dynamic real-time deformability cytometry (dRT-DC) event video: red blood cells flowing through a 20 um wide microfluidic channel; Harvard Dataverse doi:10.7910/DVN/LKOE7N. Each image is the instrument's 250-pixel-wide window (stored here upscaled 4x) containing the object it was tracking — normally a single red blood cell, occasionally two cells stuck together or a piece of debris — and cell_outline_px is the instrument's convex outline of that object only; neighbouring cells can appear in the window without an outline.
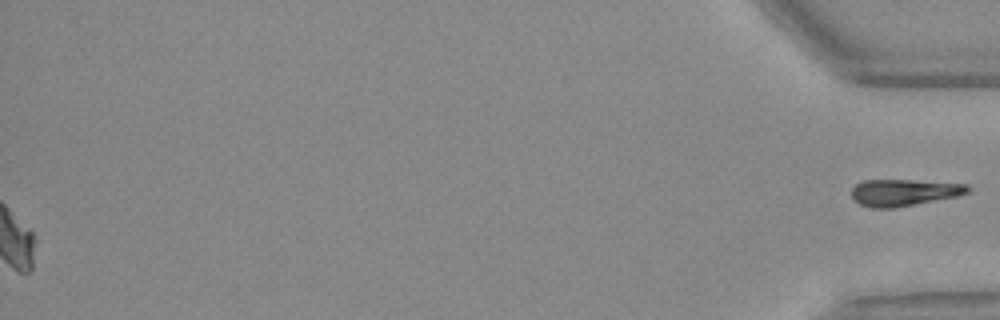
{"species": "Egyptian fruit bat (a non-hibernating species)", "species_latin": "Rousettus aegyptiacus", "temperature_condition": "warm", "stored_images_in_passage": 54, "segment_of_instrument_passage": [2, 2], "camera_frame_rate_fps": 3000, "um_per_image_px": 0.085, "animal": {"sex": "female"}, "frame": {"image": 1, "passage_image": 54, "time_ms": 17.667, "image_size_px": [1000, 320], "cell_outline_px": [[972, 188], [968, 192], [960, 196], [892, 208], [872, 208], [860, 204], [852, 196], [852, 188], [856, 184], [864, 180], [912, 180], [968, 184]], "centroid_in_image_um": [76.88, 16.35], "position_along_channel_um": 358.3, "area_um2": 18.09}}